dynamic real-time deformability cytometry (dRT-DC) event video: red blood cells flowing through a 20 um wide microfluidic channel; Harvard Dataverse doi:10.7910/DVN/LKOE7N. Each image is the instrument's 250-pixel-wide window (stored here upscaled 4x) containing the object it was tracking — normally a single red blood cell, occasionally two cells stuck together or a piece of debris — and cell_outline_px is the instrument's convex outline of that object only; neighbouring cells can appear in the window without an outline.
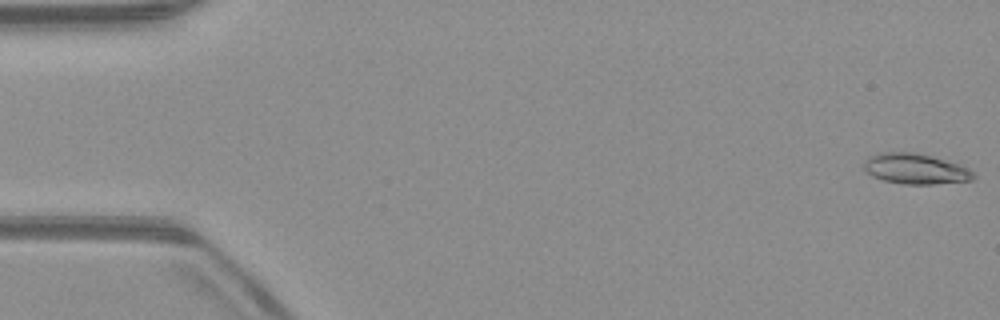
{"species": "common noctule bat (a hibernating species)", "species_latin": "Nyctalus noctula", "temperature_condition": "warm", "stored_images_in_passage": 52, "camera_frame_rate_fps": 3000, "um_per_image_px": 0.085, "animal": {"sex": "male", "body_mass_g": 23.1, "forearm_length_mm": 52.7}, "frame": {"image": 1, "passage_image": 1, "time_ms": 0.0, "image_size_px": [1000, 320], "cell_outline_px": [[976, 176], [972, 180], [932, 184], [904, 184], [884, 180], [872, 176], [864, 168], [864, 160], [868, 156], [880, 152], [912, 152], [932, 156], [960, 164], [968, 168]], "centroid_in_image_um": [77.8, 14.34], "position_along_channel_um": 7.2, "area_um2": 19.42}}
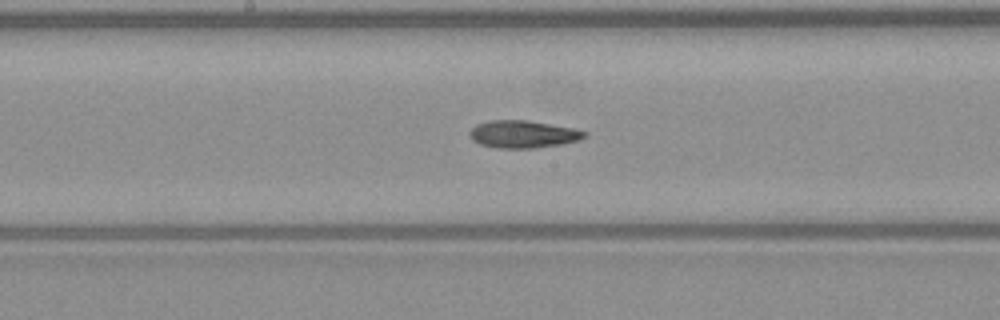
{"frame": {"image": 2, "passage_image": 27, "time_ms": 8.667, "image_size_px": [1000, 320], "cell_outline_px": [[588, 136], [576, 140], [560, 144], [536, 148], [496, 148], [480, 144], [472, 140], [468, 132], [476, 124], [488, 120], [528, 120], [572, 128], [588, 132]], "centroid_in_image_um": [44.42, 11.4], "position_along_channel_um": 203.8, "area_um2": 18.38}}
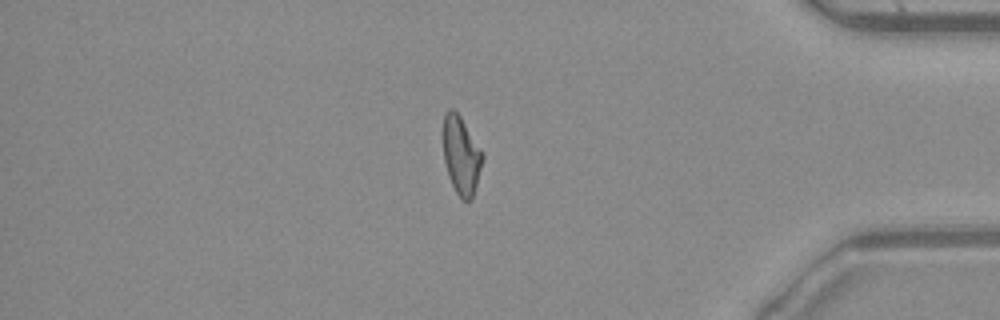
{"frame": {"image": 3, "passage_image": 44, "time_ms": 14.333, "image_size_px": [1000, 320], "cell_outline_px": [[484, 156], [472, 200], [464, 200], [456, 192], [452, 184], [444, 160], [440, 132], [444, 116], [452, 108], [460, 116], [484, 152]], "centroid_in_image_um": [39.18, 13.16], "position_along_channel_um": 396.0, "area_um2": 18.15}, "authors_computed_cell_mechanics": {"area_um2": 18.2648, "velocity_mm_per_s": 4.0081, "shape_relaxation_time_tau1_ms": null, "shape_relaxation_time_tau2_ms": 3.6671, "deformation_change_tau1": null, "deformation_change_tau2": 0.1224}}